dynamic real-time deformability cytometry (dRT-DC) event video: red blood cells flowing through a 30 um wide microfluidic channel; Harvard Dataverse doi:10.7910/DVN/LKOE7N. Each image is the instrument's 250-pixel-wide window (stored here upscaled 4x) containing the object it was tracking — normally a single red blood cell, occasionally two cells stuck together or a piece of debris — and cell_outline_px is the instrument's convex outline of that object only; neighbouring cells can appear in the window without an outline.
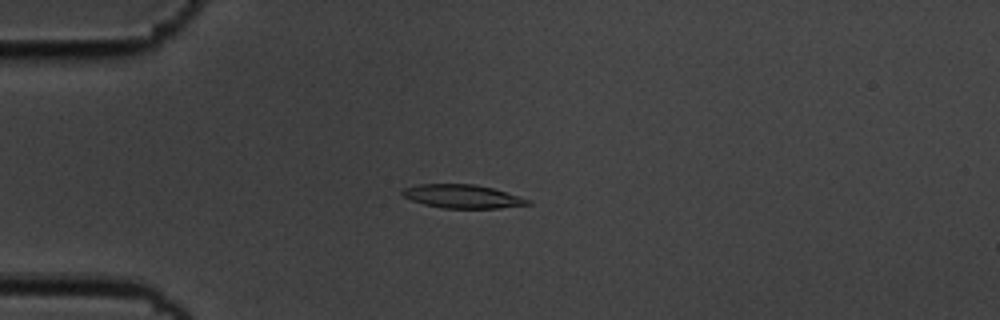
{"species": "common noctule bat (a hibernating species)", "species_latin": "Nyctalus noctula", "temperature_condition": "cold", "stored_images_in_passage": 55, "camera_frame_rate_fps": 3000, "um_per_image_px": 0.085, "animal": {"sex": "male", "body_mass_g": 19.5, "forearm_length_mm": 54.6}, "frame": {"image": 1, "passage_image": 14, "time_ms": 4.333, "image_size_px": [1000, 320], "cell_outline_px": [[532, 204], [500, 208], [444, 208], [424, 204], [412, 200], [404, 196], [400, 192], [404, 188], [420, 184], [476, 184], [492, 188], [532, 200]], "centroid_in_image_um": [39.33, 16.69], "position_along_channel_um": 45.7, "area_um2": 17.11}}
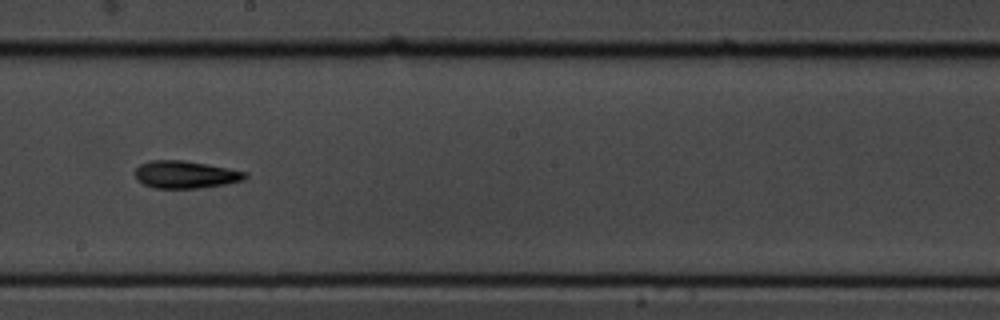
{"frame": {"image": 2, "passage_image": 31, "time_ms": 10.0, "image_size_px": [1000, 320], "cell_outline_px": [[248, 176], [244, 180], [224, 184], [200, 188], [152, 188], [136, 180], [136, 168], [140, 164], [152, 160], [184, 160], [208, 164], [248, 172]], "centroid_in_image_um": [15.77, 14.83], "position_along_channel_um": 232.4, "area_um2": 17.69}}
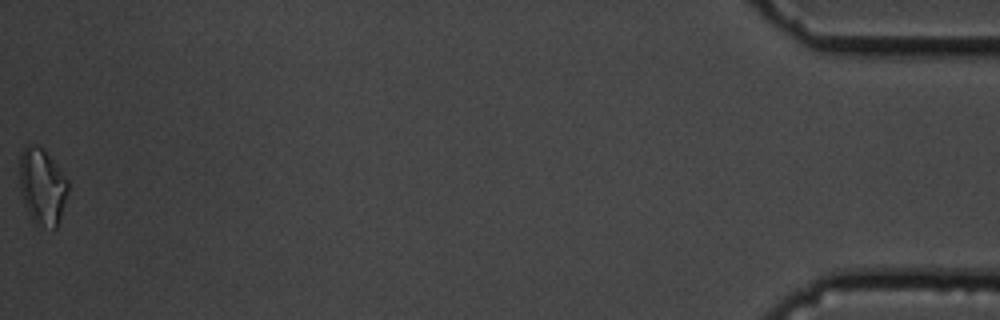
{"frame": {"image": 3, "passage_image": 55, "time_ms": 18.0, "image_size_px": [1000, 320], "cell_outline_px": [[68, 192], [56, 228], [52, 228], [32, 224], [24, 204], [20, 192], [20, 156], [24, 148], [28, 144], [32, 144], [40, 148], [52, 160], [68, 180]], "centroid_in_image_um": [3.57, 15.9], "position_along_channel_um": 431.6, "area_um2": 21.33}, "authors_computed_cell_mechanics": {"area_um2": 17.1088, "velocity_mm_per_s": 3.6454, "shape_relaxation_time_tau1_ms": 4.3929, "shape_relaxation_time_tau2_ms": 4.2398, "deformation_change_tau1": 0.17, "deformation_change_tau2": 0.1268}}